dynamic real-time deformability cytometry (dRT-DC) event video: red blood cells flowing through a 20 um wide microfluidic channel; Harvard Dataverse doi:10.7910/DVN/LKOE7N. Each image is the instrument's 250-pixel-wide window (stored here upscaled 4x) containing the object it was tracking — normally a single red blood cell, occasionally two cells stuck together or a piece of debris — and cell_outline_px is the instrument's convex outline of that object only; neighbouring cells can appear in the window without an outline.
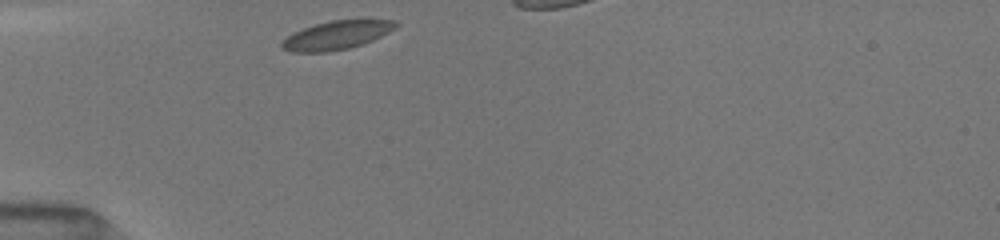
{"species": "common noctule bat (a hibernating species)", "species_latin": "Nyctalus noctula", "temperature_condition": "room temperature", "stored_images_in_passage": 12, "camera_frame_rate_fps": 3000, "um_per_image_px": 0.085, "animal": {"sex": "female", "body_mass_g": 19.5, "forearm_length_mm": 54.1}, "frame": {"image": 1, "passage_image": 1, "time_ms": 0.0, "image_size_px": [1000, 240], "cell_outline_px": [[400, 24], [396, 28], [372, 40], [348, 48], [328, 52], [292, 52], [280, 48], [280, 44], [292, 32], [316, 24], [332, 20], [360, 16], [364, 16], [396, 20]], "centroid_in_image_um": [28.71, 2.92], "position_along_channel_um": 56.3, "area_um2": 19.77}}
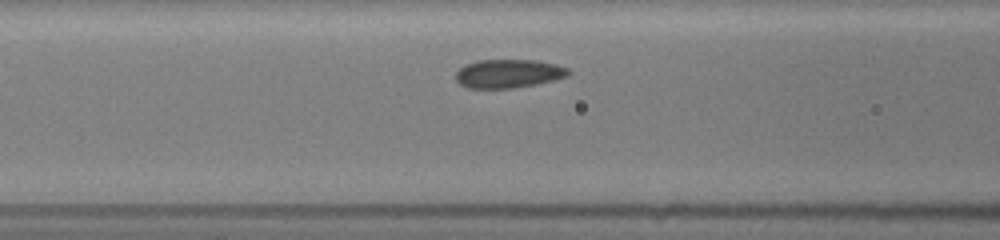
{"frame": {"image": 2, "passage_image": 9, "time_ms": 2.0, "image_size_px": [1000, 240], "cell_outline_px": [[572, 72], [568, 76], [536, 84], [512, 88], [468, 88], [460, 84], [456, 80], [456, 72], [460, 68], [476, 60], [536, 60], [556, 64], [568, 68]], "centroid_in_image_um": [43.24, 6.25], "position_along_channel_um": 123.4, "area_um2": 18.73}}
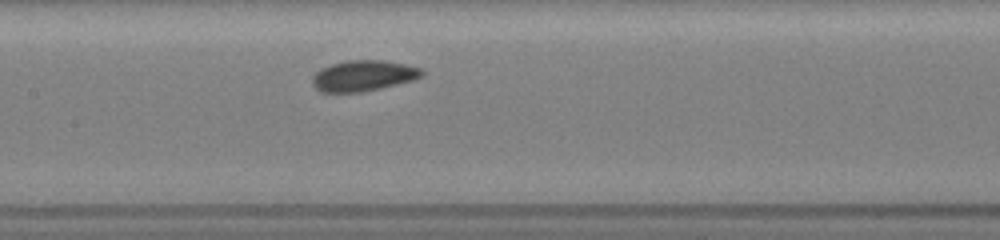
{"frame": {"image": 3, "passage_image": 11, "time_ms": 3.333, "image_size_px": [1000, 240], "cell_outline_px": [[424, 72], [420, 76], [412, 80], [380, 88], [360, 92], [320, 92], [312, 84], [312, 76], [320, 68], [332, 64], [348, 60], [384, 60], [404, 64], [420, 68]], "centroid_in_image_um": [30.83, 6.43], "position_along_channel_um": 176.6, "area_um2": 19.48}}